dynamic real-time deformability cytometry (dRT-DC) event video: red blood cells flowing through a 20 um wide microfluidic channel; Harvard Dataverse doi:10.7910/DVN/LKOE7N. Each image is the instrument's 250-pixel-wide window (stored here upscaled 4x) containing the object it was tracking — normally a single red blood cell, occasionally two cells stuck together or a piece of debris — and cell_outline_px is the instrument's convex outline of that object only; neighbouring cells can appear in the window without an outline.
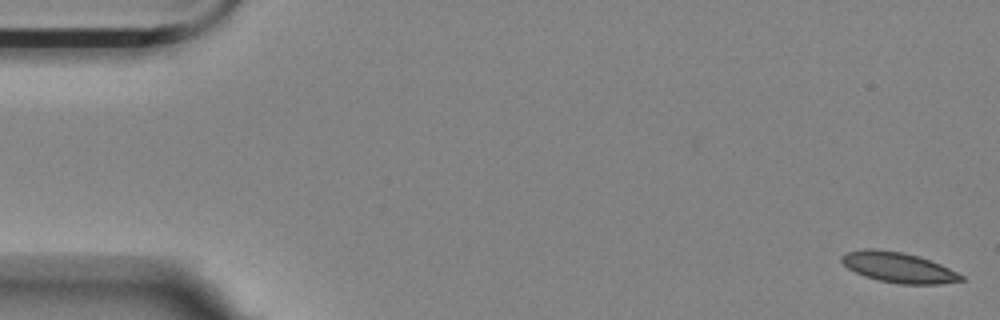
{"species": "Egyptian fruit bat (a non-hibernating species)", "species_latin": "Rousettus aegyptiacus", "temperature_condition": "room temperature", "stored_images_in_passage": 56, "camera_frame_rate_fps": 3000, "um_per_image_px": 0.085, "animal": {"sex": "female"}, "frame": {"image": 1, "passage_image": 1, "time_ms": 0.0, "image_size_px": [1000, 320], "cell_outline_px": [[964, 280], [940, 284], [900, 284], [880, 280], [864, 276], [848, 268], [840, 260], [840, 256], [848, 252], [868, 248], [872, 248], [904, 252], [920, 256], [940, 264], [964, 276]], "centroid_in_image_um": [76.37, 22.72], "position_along_channel_um": 8.6, "area_um2": 21.04}}
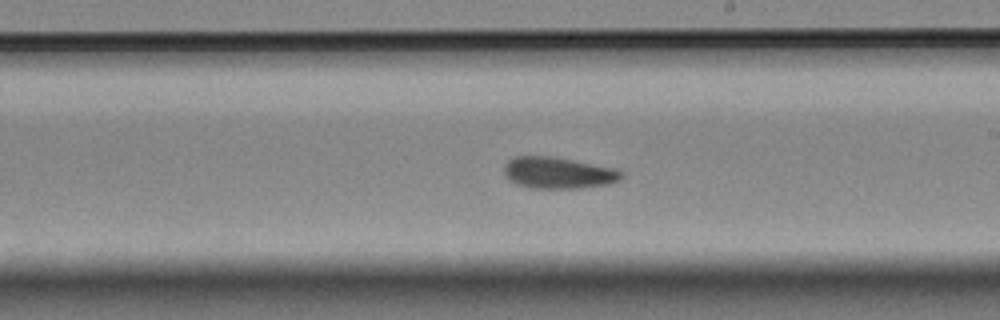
{"frame": {"image": 2, "passage_image": 32, "time_ms": 10.333, "image_size_px": [1000, 320], "cell_outline_px": [[624, 176], [620, 180], [608, 184], [576, 188], [528, 188], [516, 184], [508, 180], [504, 176], [504, 164], [508, 160], [516, 156], [552, 156], [616, 168], [624, 172]], "centroid_in_image_um": [47.43, 14.69], "position_along_channel_um": 241.6, "area_um2": 21.79}}
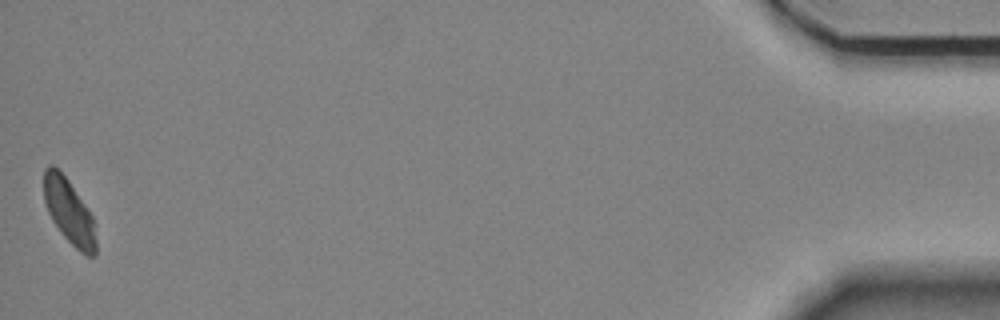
{"frame": {"image": 3, "passage_image": 56, "time_ms": 18.333, "image_size_px": [1000, 320], "cell_outline_px": [[96, 256], [88, 256], [80, 252], [64, 236], [52, 220], [48, 212], [44, 200], [44, 168], [48, 164], [52, 164], [68, 180], [92, 216], [96, 240]], "centroid_in_image_um": [5.86, 17.99], "position_along_channel_um": 429.3, "area_um2": 19.31}, "authors_computed_cell_mechanics": {"area_um2": 21.1837, "velocity_mm_per_s": 3.506, "shape_relaxation_time_tau1_ms": null, "shape_relaxation_time_tau2_ms": 6.6189, "deformation_change_tau1": null, "deformation_change_tau2": 0.0837}}